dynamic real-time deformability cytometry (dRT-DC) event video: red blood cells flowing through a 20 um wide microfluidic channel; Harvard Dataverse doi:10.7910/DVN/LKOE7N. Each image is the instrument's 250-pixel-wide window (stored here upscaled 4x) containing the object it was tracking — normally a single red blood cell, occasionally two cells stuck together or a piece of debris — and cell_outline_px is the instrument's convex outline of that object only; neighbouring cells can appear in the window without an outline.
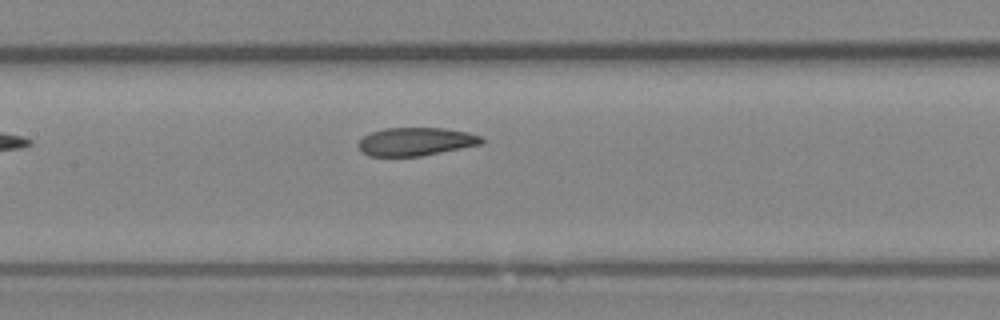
{"species": "Egyptian fruit bat (a non-hibernating species)", "species_latin": "Rousettus aegyptiacus", "temperature_condition": "room temperature", "stored_images_in_passage": 6, "camera_frame_rate_fps": 3000, "um_per_image_px": 0.085, "animal": {"sex": "female"}, "frame": {"image": 1, "passage_image": 6, "time_ms": 1.667, "image_size_px": [1000, 320], "cell_outline_px": [[484, 144], [420, 156], [368, 156], [356, 144], [364, 136], [372, 132], [384, 128], [444, 128], [468, 132], [480, 136], [484, 140]], "centroid_in_image_um": [35.37, 12.03], "position_along_channel_um": 172.0, "area_um2": 20.23}}